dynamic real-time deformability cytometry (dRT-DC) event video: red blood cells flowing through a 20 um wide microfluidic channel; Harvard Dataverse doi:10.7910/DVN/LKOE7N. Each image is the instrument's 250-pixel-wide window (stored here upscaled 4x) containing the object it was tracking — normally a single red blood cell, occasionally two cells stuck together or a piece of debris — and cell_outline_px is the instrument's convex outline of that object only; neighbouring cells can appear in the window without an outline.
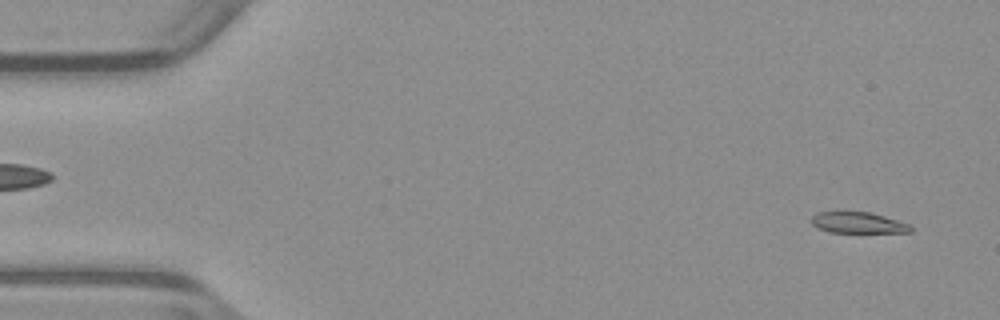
{"species": "common noctule bat (a hibernating species)", "species_latin": "Nyctalus noctula", "temperature_condition": "warm", "stored_images_in_passage": 52, "camera_frame_rate_fps": 3000, "um_per_image_px": 0.085, "animal": {"sex": "male", "body_mass_g": 23.1, "forearm_length_mm": 52.7}, "frame": {"image": 1, "passage_image": 3, "time_ms": 0.667, "image_size_px": [1000, 320], "cell_outline_px": [[912, 232], [828, 232], [812, 224], [808, 220], [816, 212], [836, 208], [872, 212], [908, 224], [912, 228]], "centroid_in_image_um": [72.8, 18.86], "position_along_channel_um": 12.2, "area_um2": 12.89}}
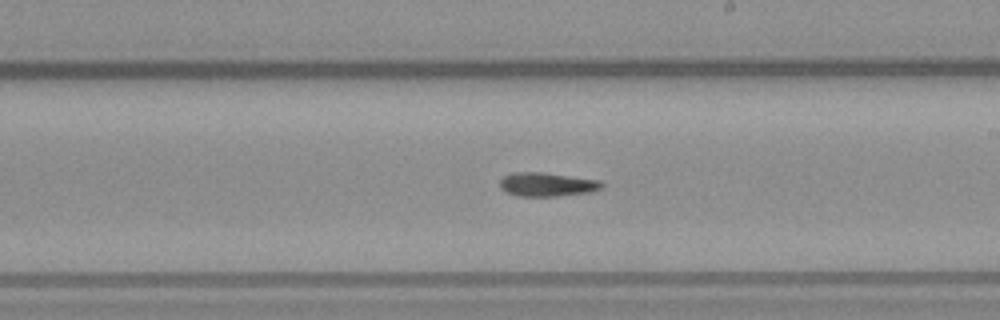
{"frame": {"image": 2, "passage_image": 30, "time_ms": 9.667, "image_size_px": [1000, 320], "cell_outline_px": [[604, 188], [592, 192], [556, 196], [516, 196], [500, 188], [500, 180], [504, 176], [512, 172], [544, 172], [600, 180], [604, 184]], "centroid_in_image_um": [46.53, 15.67], "position_along_channel_um": 242.5, "area_um2": 14.33}}
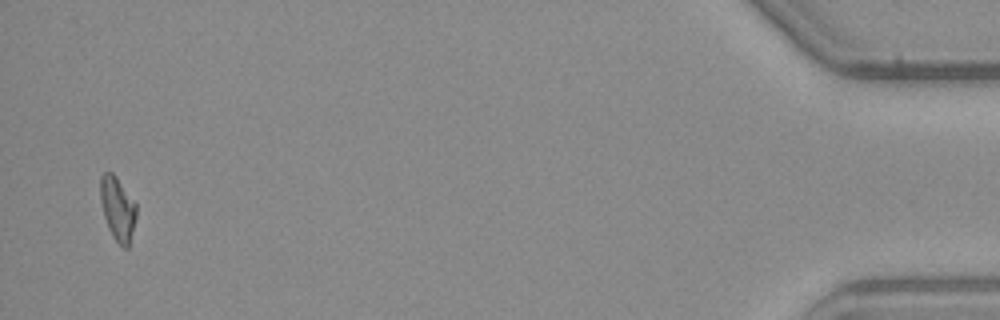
{"frame": {"image": 3, "passage_image": 51, "time_ms": 16.667, "image_size_px": [1000, 320], "cell_outline_px": [[136, 216], [128, 248], [124, 248], [112, 236], [108, 228], [104, 216], [100, 200], [100, 176], [104, 172], [112, 172], [116, 176], [136, 204]], "centroid_in_image_um": [9.98, 17.72], "position_along_channel_um": 425.2, "area_um2": 13.24}}